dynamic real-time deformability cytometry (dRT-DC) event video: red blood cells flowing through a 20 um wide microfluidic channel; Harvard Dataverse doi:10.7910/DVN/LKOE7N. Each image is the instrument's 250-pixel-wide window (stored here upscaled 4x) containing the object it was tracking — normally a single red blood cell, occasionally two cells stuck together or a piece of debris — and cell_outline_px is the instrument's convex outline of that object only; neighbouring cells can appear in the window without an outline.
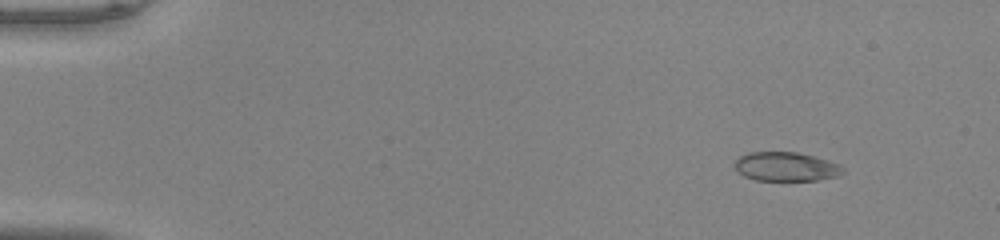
{"species": "common noctule bat (a hibernating species)", "species_latin": "Nyctalus noctula", "temperature_condition": "warm", "stored_images_in_passage": 46, "camera_frame_rate_fps": 3000, "um_per_image_px": 0.085, "animal": {"sex": "male", "body_mass_g": 20.0, "forearm_length_mm": 53.3}, "frame": {"image": 1, "passage_image": 1, "time_ms": 0.0, "image_size_px": [1000, 240], "cell_outline_px": [[844, 172], [836, 176], [816, 180], [756, 180], [744, 176], [736, 168], [736, 160], [740, 156], [748, 152], [796, 152], [828, 160], [840, 164], [844, 168]], "centroid_in_image_um": [66.83, 14.16], "position_along_channel_um": 18.2, "area_um2": 18.09}}
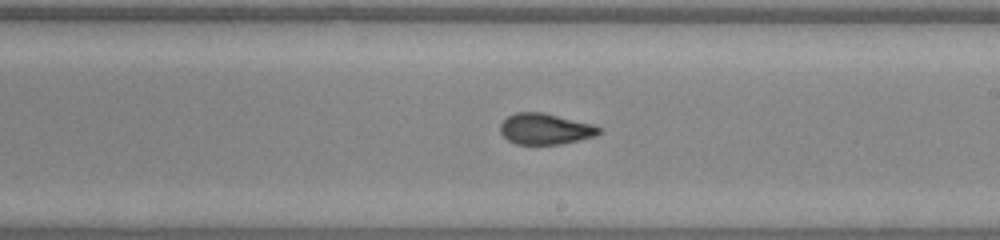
{"frame": {"image": 2, "passage_image": 26, "time_ms": 8.333, "image_size_px": [1000, 240], "cell_outline_px": [[604, 128], [596, 136], [560, 144], [516, 144], [508, 140], [500, 132], [500, 124], [508, 116], [516, 112], [544, 112], [592, 124]], "centroid_in_image_um": [46.36, 10.95], "position_along_channel_um": 242.6, "area_um2": 17.86}}
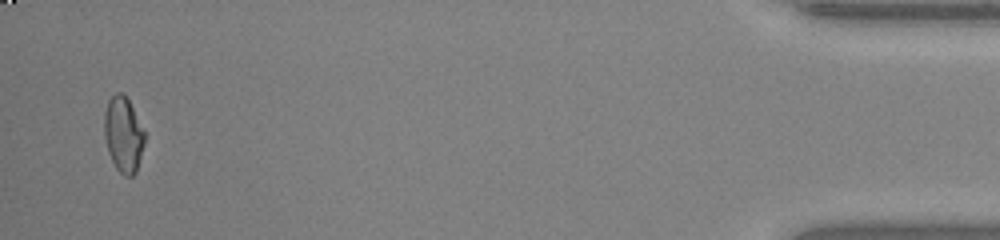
{"frame": {"image": 3, "passage_image": 45, "time_ms": 14.667, "image_size_px": [1000, 240], "cell_outline_px": [[144, 144], [136, 172], [132, 176], [124, 176], [116, 168], [108, 152], [104, 136], [104, 112], [108, 100], [116, 92], [120, 92], [128, 100], [144, 132]], "centroid_in_image_um": [10.46, 11.45], "position_along_channel_um": 424.7, "area_um2": 17.46}, "authors_computed_cell_mechanics": {"area_um2": 18.2359, "velocity_mm_per_s": 4.1156, "shape_relaxation_time_tau1_ms": null, "shape_relaxation_time_tau2_ms": 1.2573, "deformation_change_tau1": null, "deformation_change_tau2": 0.0581}}